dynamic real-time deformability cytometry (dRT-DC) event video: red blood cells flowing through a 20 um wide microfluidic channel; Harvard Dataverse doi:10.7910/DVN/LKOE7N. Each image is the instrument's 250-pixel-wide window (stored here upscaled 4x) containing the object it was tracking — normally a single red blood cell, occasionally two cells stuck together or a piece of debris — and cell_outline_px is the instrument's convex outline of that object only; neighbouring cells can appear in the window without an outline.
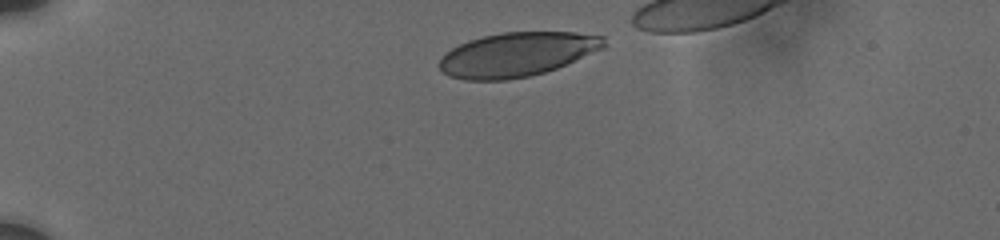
{"species": "human", "species_latin": "Homo sapiens", "temperature_condition": "cold", "stored_images_in_passage": 30, "camera_frame_rate_fps": 3000, "um_per_image_px": 0.085, "donor": {"sex": "male"}, "frame": {"image": 1, "passage_image": 1, "time_ms": 0.0, "image_size_px": [1000, 240], "cell_outline_px": [[604, 48], [556, 68], [544, 72], [528, 76], [508, 80], [464, 80], [448, 76], [440, 68], [440, 60], [444, 52], [468, 40], [484, 36], [504, 32], [576, 32], [604, 36]], "centroid_in_image_um": [43.93, 4.63], "position_along_channel_um": 41.1, "area_um2": 42.19}}
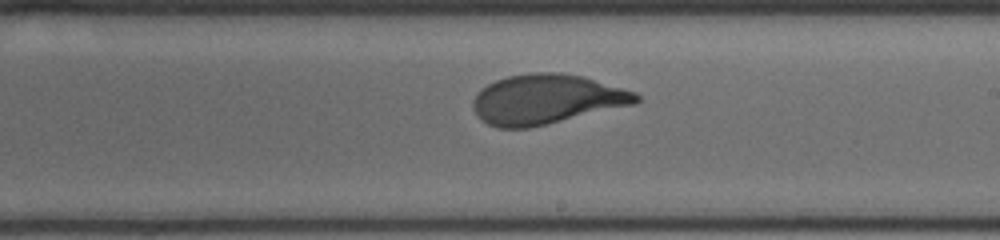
{"frame": {"image": 2, "passage_image": 18, "time_ms": 7.0, "image_size_px": [1000, 240], "cell_outline_px": [[640, 100], [636, 104], [528, 128], [496, 128], [480, 120], [472, 108], [472, 100], [488, 84], [496, 80], [508, 76], [536, 72], [560, 72], [584, 76], [636, 92], [640, 96]], "centroid_in_image_um": [46.46, 8.44], "position_along_channel_um": 242.5, "area_um2": 47.28}}
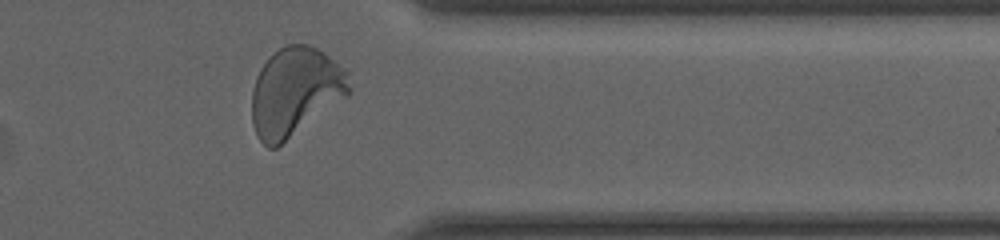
{"frame": {"image": 3, "passage_image": 28, "time_ms": 11.0, "image_size_px": [1000, 240], "cell_outline_px": [[352, 92], [348, 96], [276, 148], [268, 148], [256, 136], [252, 124], [252, 92], [256, 76], [260, 68], [268, 56], [280, 48], [288, 44], [308, 44], [324, 52], [344, 68], [348, 72]], "centroid_in_image_um": [25.09, 7.8], "position_along_channel_um": 386.3, "area_um2": 50.58}, "authors_computed_cell_mechanics": {"area_um2": 46.9336, "velocity_mm_per_s": 3.7046, "shape_relaxation_time_tau1_ms": 3.3699, "shape_relaxation_time_tau2_ms": null, "deformation_change_tau1": 0.1701, "deformation_change_tau2": null}}